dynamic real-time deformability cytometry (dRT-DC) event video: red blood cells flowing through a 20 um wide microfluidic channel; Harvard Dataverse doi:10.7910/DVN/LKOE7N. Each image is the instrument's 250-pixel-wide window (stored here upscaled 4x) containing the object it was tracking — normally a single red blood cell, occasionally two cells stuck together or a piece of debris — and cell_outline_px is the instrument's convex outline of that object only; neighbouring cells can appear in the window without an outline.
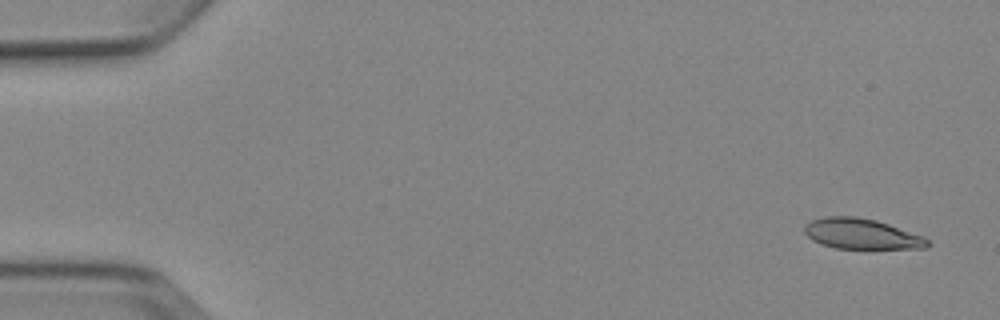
{"species": "Egyptian fruit bat (a non-hibernating species)", "species_latin": "Rousettus aegyptiacus", "temperature_condition": "cold", "stored_images_in_passage": 4, "camera_frame_rate_fps": 3000, "um_per_image_px": 0.085, "animal": {"sex": "female"}, "frame": {"image": 1, "passage_image": 1, "time_ms": 0.0, "image_size_px": [1000, 320], "cell_outline_px": [[932, 244], [928, 248], [836, 248], [812, 240], [804, 232], [804, 224], [812, 220], [824, 216], [856, 216], [876, 220], [924, 236]], "centroid_in_image_um": [73.24, 19.87], "position_along_channel_um": 11.8, "area_um2": 21.79}}
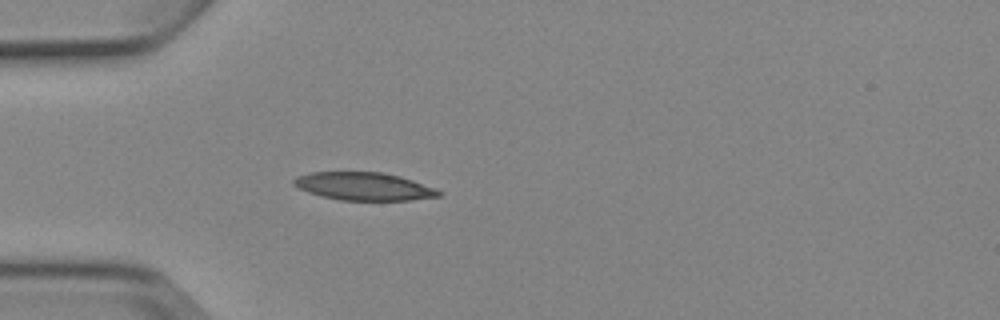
{"frame": {"image": 2, "passage_image": 4, "time_ms": 4.333, "image_size_px": [1000, 320], "cell_outline_px": [[444, 192], [440, 196], [412, 200], [340, 200], [320, 196], [308, 192], [292, 184], [292, 180], [296, 176], [312, 172], [384, 172], [400, 176], [436, 188]], "centroid_in_image_um": [30.94, 15.84], "position_along_channel_um": 54.1, "area_um2": 23.7}}